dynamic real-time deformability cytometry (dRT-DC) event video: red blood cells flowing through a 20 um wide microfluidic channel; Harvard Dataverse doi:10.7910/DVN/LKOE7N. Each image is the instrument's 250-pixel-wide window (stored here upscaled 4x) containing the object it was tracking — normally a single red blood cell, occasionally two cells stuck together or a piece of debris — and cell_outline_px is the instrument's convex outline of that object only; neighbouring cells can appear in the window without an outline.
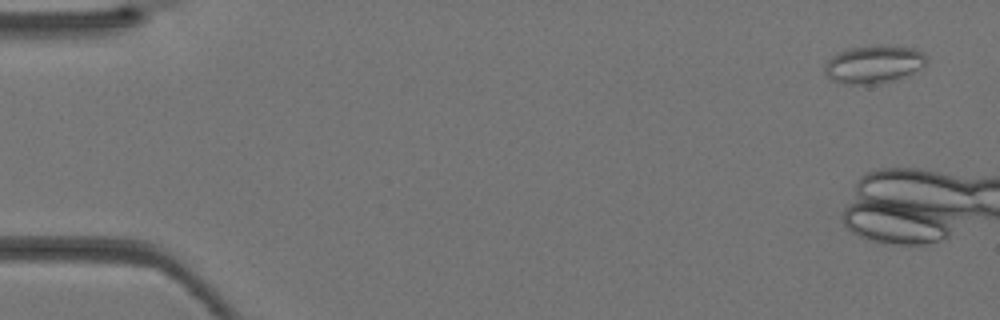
{"species": "Egyptian fruit bat (a non-hibernating species)", "species_latin": "Rousettus aegyptiacus", "temperature_condition": "warm", "stored_images_in_passage": 6, "camera_frame_rate_fps": 3000, "um_per_image_px": 0.085, "animal": {"sex": "female"}, "frame": {"image": 1, "passage_image": 2, "time_ms": 0.333, "image_size_px": [1000, 320], "cell_outline_px": [[928, 60], [924, 64], [908, 76], [892, 80], [872, 84], [844, 84], [832, 80], [824, 72], [824, 68], [828, 60], [832, 56], [840, 52], [852, 48], [916, 48]], "centroid_in_image_um": [74.23, 5.52], "position_along_channel_um": 10.8, "area_um2": 21.39}}